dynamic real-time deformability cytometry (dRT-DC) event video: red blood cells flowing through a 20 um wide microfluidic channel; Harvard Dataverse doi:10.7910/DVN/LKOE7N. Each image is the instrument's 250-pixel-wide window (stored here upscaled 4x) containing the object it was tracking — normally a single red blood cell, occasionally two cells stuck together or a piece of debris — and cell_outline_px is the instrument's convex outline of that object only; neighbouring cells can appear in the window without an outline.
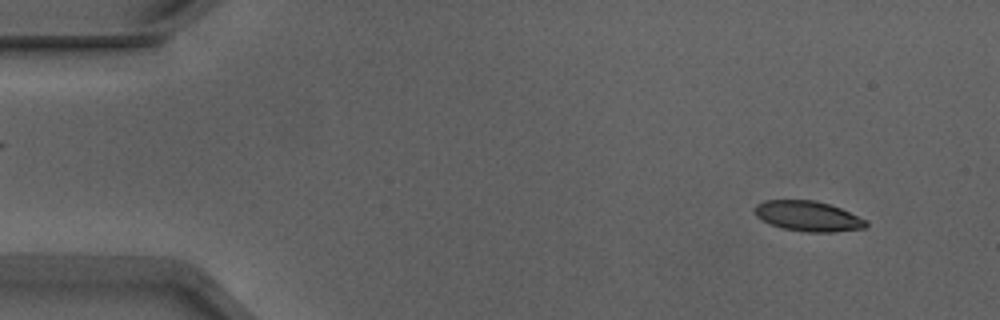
{"species": "Egyptian fruit bat (a non-hibernating species)", "species_latin": "Rousettus aegyptiacus", "temperature_condition": "warm", "stored_images_in_passage": 52, "camera_frame_rate_fps": 3000, "um_per_image_px": 0.085, "animal": {"sex": "male"}, "frame": {"image": 1, "passage_image": 4, "time_ms": 1.0, "image_size_px": [1000, 320], "cell_outline_px": [[868, 224], [864, 228], [836, 232], [804, 232], [780, 228], [768, 224], [756, 216], [752, 208], [756, 204], [764, 200], [816, 200], [840, 208], [868, 220]], "centroid_in_image_um": [68.65, 18.38], "position_along_channel_um": 16.4, "area_um2": 19.94}}
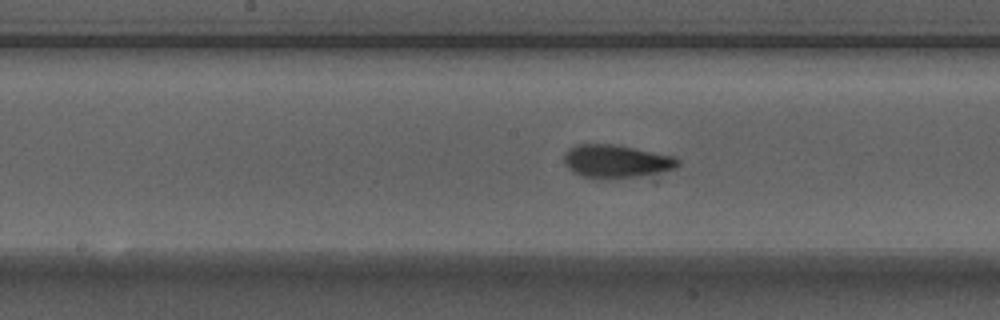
{"frame": {"image": 2, "passage_image": 26, "time_ms": 8.333, "image_size_px": [1000, 320], "cell_outline_px": [[680, 164], [676, 168], [640, 176], [604, 180], [596, 180], [572, 172], [564, 164], [564, 152], [568, 148], [576, 144], [620, 144], [676, 156], [680, 160]], "centroid_in_image_um": [52.37, 13.7], "position_along_channel_um": 195.8, "area_um2": 22.66}}
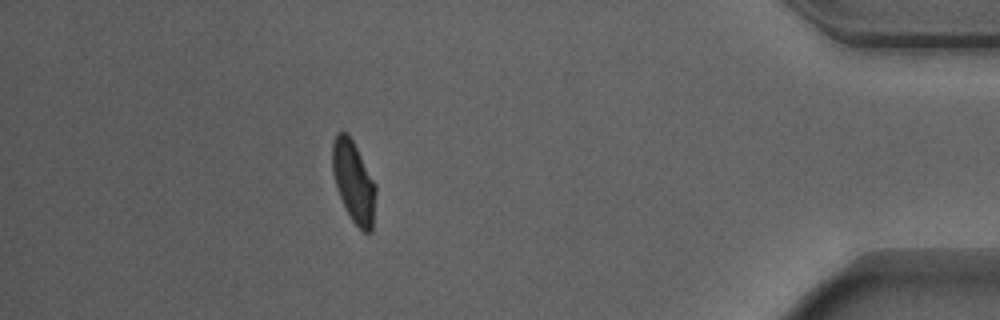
{"frame": {"image": 3, "passage_image": 46, "time_ms": 15.0, "image_size_px": [1000, 320], "cell_outline_px": [[376, 192], [372, 232], [368, 236], [352, 220], [336, 188], [332, 172], [332, 144], [336, 132], [348, 132], [376, 184]], "centroid_in_image_um": [30.06, 15.44], "position_along_channel_um": 405.1, "area_um2": 20.63}, "authors_computed_cell_mechanics": {"area_um2": 20.6635, "velocity_mm_per_s": 3.9005, "shape_relaxation_time_tau1_ms": 4.1443, "shape_relaxation_time_tau2_ms": 1.6055, "deformation_change_tau1": 0.1614, "deformation_change_tau2": 0.0735}}